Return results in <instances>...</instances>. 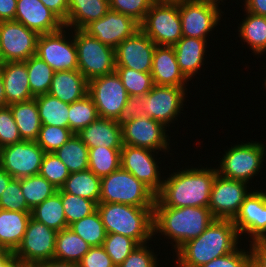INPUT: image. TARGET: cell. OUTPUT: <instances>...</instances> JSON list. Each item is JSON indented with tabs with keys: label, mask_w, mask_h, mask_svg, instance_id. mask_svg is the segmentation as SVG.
Masks as SVG:
<instances>
[{
	"label": "cell",
	"mask_w": 266,
	"mask_h": 267,
	"mask_svg": "<svg viewBox=\"0 0 266 267\" xmlns=\"http://www.w3.org/2000/svg\"><path fill=\"white\" fill-rule=\"evenodd\" d=\"M197 166L178 165L180 170L169 172L156 194L154 207H208L217 168L212 165L204 168L200 163Z\"/></svg>",
	"instance_id": "cell-1"
},
{
	"label": "cell",
	"mask_w": 266,
	"mask_h": 267,
	"mask_svg": "<svg viewBox=\"0 0 266 267\" xmlns=\"http://www.w3.org/2000/svg\"><path fill=\"white\" fill-rule=\"evenodd\" d=\"M241 241L233 220L214 219L200 236L187 241L173 254L172 262L174 267H201L235 251Z\"/></svg>",
	"instance_id": "cell-2"
},
{
	"label": "cell",
	"mask_w": 266,
	"mask_h": 267,
	"mask_svg": "<svg viewBox=\"0 0 266 267\" xmlns=\"http://www.w3.org/2000/svg\"><path fill=\"white\" fill-rule=\"evenodd\" d=\"M214 219L208 207H153V240L164 237L174 254L187 241L200 236Z\"/></svg>",
	"instance_id": "cell-3"
},
{
	"label": "cell",
	"mask_w": 266,
	"mask_h": 267,
	"mask_svg": "<svg viewBox=\"0 0 266 267\" xmlns=\"http://www.w3.org/2000/svg\"><path fill=\"white\" fill-rule=\"evenodd\" d=\"M106 234L117 233L132 238L138 245L153 241V207L122 203L97 204Z\"/></svg>",
	"instance_id": "cell-4"
},
{
	"label": "cell",
	"mask_w": 266,
	"mask_h": 267,
	"mask_svg": "<svg viewBox=\"0 0 266 267\" xmlns=\"http://www.w3.org/2000/svg\"><path fill=\"white\" fill-rule=\"evenodd\" d=\"M254 141H241L230 144L216 165L220 176L227 179L244 181L250 183L264 168L266 159V143ZM218 166V167H217Z\"/></svg>",
	"instance_id": "cell-5"
},
{
	"label": "cell",
	"mask_w": 266,
	"mask_h": 267,
	"mask_svg": "<svg viewBox=\"0 0 266 267\" xmlns=\"http://www.w3.org/2000/svg\"><path fill=\"white\" fill-rule=\"evenodd\" d=\"M156 194L121 166L101 178L99 202L122 203L137 207H154Z\"/></svg>",
	"instance_id": "cell-6"
},
{
	"label": "cell",
	"mask_w": 266,
	"mask_h": 267,
	"mask_svg": "<svg viewBox=\"0 0 266 267\" xmlns=\"http://www.w3.org/2000/svg\"><path fill=\"white\" fill-rule=\"evenodd\" d=\"M140 29L156 45H175L183 37L179 0H157L140 23Z\"/></svg>",
	"instance_id": "cell-7"
},
{
	"label": "cell",
	"mask_w": 266,
	"mask_h": 267,
	"mask_svg": "<svg viewBox=\"0 0 266 267\" xmlns=\"http://www.w3.org/2000/svg\"><path fill=\"white\" fill-rule=\"evenodd\" d=\"M220 5L224 8V4L214 0H179L182 36L210 39L209 36L223 21L224 12Z\"/></svg>",
	"instance_id": "cell-8"
},
{
	"label": "cell",
	"mask_w": 266,
	"mask_h": 267,
	"mask_svg": "<svg viewBox=\"0 0 266 267\" xmlns=\"http://www.w3.org/2000/svg\"><path fill=\"white\" fill-rule=\"evenodd\" d=\"M78 71L88 80L115 72V49L101 43L83 29H74Z\"/></svg>",
	"instance_id": "cell-9"
},
{
	"label": "cell",
	"mask_w": 266,
	"mask_h": 267,
	"mask_svg": "<svg viewBox=\"0 0 266 267\" xmlns=\"http://www.w3.org/2000/svg\"><path fill=\"white\" fill-rule=\"evenodd\" d=\"M36 56L54 72L78 70L74 29L64 26L57 32L39 35Z\"/></svg>",
	"instance_id": "cell-10"
},
{
	"label": "cell",
	"mask_w": 266,
	"mask_h": 267,
	"mask_svg": "<svg viewBox=\"0 0 266 267\" xmlns=\"http://www.w3.org/2000/svg\"><path fill=\"white\" fill-rule=\"evenodd\" d=\"M187 93L186 87L154 85L143 97L145 105L142 111L147 117L162 123L168 129L175 127V123L180 121V114H184L181 111H184L183 107L188 101Z\"/></svg>",
	"instance_id": "cell-11"
},
{
	"label": "cell",
	"mask_w": 266,
	"mask_h": 267,
	"mask_svg": "<svg viewBox=\"0 0 266 267\" xmlns=\"http://www.w3.org/2000/svg\"><path fill=\"white\" fill-rule=\"evenodd\" d=\"M162 155L163 153L161 154L147 148L123 145L120 164L123 169L132 173L139 181L143 182L157 194L161 190L165 175L168 173L163 171L164 168L161 166L162 163L164 164V161H167L165 160V155L163 156L164 159ZM160 158L164 161L162 162Z\"/></svg>",
	"instance_id": "cell-12"
},
{
	"label": "cell",
	"mask_w": 266,
	"mask_h": 267,
	"mask_svg": "<svg viewBox=\"0 0 266 267\" xmlns=\"http://www.w3.org/2000/svg\"><path fill=\"white\" fill-rule=\"evenodd\" d=\"M121 130L123 145L147 148L156 152H163L165 155L171 154L170 158L173 155L170 152L176 150L172 148L175 142H170L173 140L171 139L173 136L167 132L172 129H168L162 123L146 115L133 119L131 123L123 126Z\"/></svg>",
	"instance_id": "cell-13"
},
{
	"label": "cell",
	"mask_w": 266,
	"mask_h": 267,
	"mask_svg": "<svg viewBox=\"0 0 266 267\" xmlns=\"http://www.w3.org/2000/svg\"><path fill=\"white\" fill-rule=\"evenodd\" d=\"M56 235V230L30 218L24 237L13 255L29 266L54 259Z\"/></svg>",
	"instance_id": "cell-14"
},
{
	"label": "cell",
	"mask_w": 266,
	"mask_h": 267,
	"mask_svg": "<svg viewBox=\"0 0 266 267\" xmlns=\"http://www.w3.org/2000/svg\"><path fill=\"white\" fill-rule=\"evenodd\" d=\"M250 184L216 175L211 189L208 208L215 219L233 220L244 199L253 190Z\"/></svg>",
	"instance_id": "cell-15"
},
{
	"label": "cell",
	"mask_w": 266,
	"mask_h": 267,
	"mask_svg": "<svg viewBox=\"0 0 266 267\" xmlns=\"http://www.w3.org/2000/svg\"><path fill=\"white\" fill-rule=\"evenodd\" d=\"M46 152L36 141H21L0 148V167L13 178L37 175Z\"/></svg>",
	"instance_id": "cell-16"
},
{
	"label": "cell",
	"mask_w": 266,
	"mask_h": 267,
	"mask_svg": "<svg viewBox=\"0 0 266 267\" xmlns=\"http://www.w3.org/2000/svg\"><path fill=\"white\" fill-rule=\"evenodd\" d=\"M88 94L94 101L99 117L114 120L129 97L116 71L90 80Z\"/></svg>",
	"instance_id": "cell-17"
},
{
	"label": "cell",
	"mask_w": 266,
	"mask_h": 267,
	"mask_svg": "<svg viewBox=\"0 0 266 267\" xmlns=\"http://www.w3.org/2000/svg\"><path fill=\"white\" fill-rule=\"evenodd\" d=\"M39 34L20 22L0 21V52L4 62L26 61L36 55Z\"/></svg>",
	"instance_id": "cell-18"
},
{
	"label": "cell",
	"mask_w": 266,
	"mask_h": 267,
	"mask_svg": "<svg viewBox=\"0 0 266 267\" xmlns=\"http://www.w3.org/2000/svg\"><path fill=\"white\" fill-rule=\"evenodd\" d=\"M254 184L255 189L253 185V190L244 199L239 213L233 219L242 241L245 237L246 242L266 239V189L260 186L257 188L259 183Z\"/></svg>",
	"instance_id": "cell-19"
},
{
	"label": "cell",
	"mask_w": 266,
	"mask_h": 267,
	"mask_svg": "<svg viewBox=\"0 0 266 267\" xmlns=\"http://www.w3.org/2000/svg\"><path fill=\"white\" fill-rule=\"evenodd\" d=\"M156 44L141 30L122 41L115 48L116 68H129L151 73Z\"/></svg>",
	"instance_id": "cell-20"
},
{
	"label": "cell",
	"mask_w": 266,
	"mask_h": 267,
	"mask_svg": "<svg viewBox=\"0 0 266 267\" xmlns=\"http://www.w3.org/2000/svg\"><path fill=\"white\" fill-rule=\"evenodd\" d=\"M139 29L140 24L130 16L109 10L104 16L91 22L83 30L101 43L115 49Z\"/></svg>",
	"instance_id": "cell-21"
},
{
	"label": "cell",
	"mask_w": 266,
	"mask_h": 267,
	"mask_svg": "<svg viewBox=\"0 0 266 267\" xmlns=\"http://www.w3.org/2000/svg\"><path fill=\"white\" fill-rule=\"evenodd\" d=\"M14 21L39 35L54 33L64 27V22L40 0H17Z\"/></svg>",
	"instance_id": "cell-22"
},
{
	"label": "cell",
	"mask_w": 266,
	"mask_h": 267,
	"mask_svg": "<svg viewBox=\"0 0 266 267\" xmlns=\"http://www.w3.org/2000/svg\"><path fill=\"white\" fill-rule=\"evenodd\" d=\"M209 39H198L183 36L173 48L175 50L176 60L183 75L189 80H193L196 74H201V70L206 66L208 59L207 52L210 42ZM208 48V49H207ZM200 72V73H199Z\"/></svg>",
	"instance_id": "cell-23"
},
{
	"label": "cell",
	"mask_w": 266,
	"mask_h": 267,
	"mask_svg": "<svg viewBox=\"0 0 266 267\" xmlns=\"http://www.w3.org/2000/svg\"><path fill=\"white\" fill-rule=\"evenodd\" d=\"M151 75L154 85L178 87H188L189 85V80L178 66L173 46H156L153 53Z\"/></svg>",
	"instance_id": "cell-24"
},
{
	"label": "cell",
	"mask_w": 266,
	"mask_h": 267,
	"mask_svg": "<svg viewBox=\"0 0 266 267\" xmlns=\"http://www.w3.org/2000/svg\"><path fill=\"white\" fill-rule=\"evenodd\" d=\"M0 72L4 83L6 106L35 98L30 90L25 61L4 62Z\"/></svg>",
	"instance_id": "cell-25"
},
{
	"label": "cell",
	"mask_w": 266,
	"mask_h": 267,
	"mask_svg": "<svg viewBox=\"0 0 266 267\" xmlns=\"http://www.w3.org/2000/svg\"><path fill=\"white\" fill-rule=\"evenodd\" d=\"M77 135L89 148H122V130L114 119L98 117Z\"/></svg>",
	"instance_id": "cell-26"
},
{
	"label": "cell",
	"mask_w": 266,
	"mask_h": 267,
	"mask_svg": "<svg viewBox=\"0 0 266 267\" xmlns=\"http://www.w3.org/2000/svg\"><path fill=\"white\" fill-rule=\"evenodd\" d=\"M89 81L78 71L54 72L49 94L72 104L88 94Z\"/></svg>",
	"instance_id": "cell-27"
},
{
	"label": "cell",
	"mask_w": 266,
	"mask_h": 267,
	"mask_svg": "<svg viewBox=\"0 0 266 267\" xmlns=\"http://www.w3.org/2000/svg\"><path fill=\"white\" fill-rule=\"evenodd\" d=\"M244 11L243 19L238 23L237 34L242 42L247 43L251 54L261 58L266 55V17ZM245 16V17H244Z\"/></svg>",
	"instance_id": "cell-28"
},
{
	"label": "cell",
	"mask_w": 266,
	"mask_h": 267,
	"mask_svg": "<svg viewBox=\"0 0 266 267\" xmlns=\"http://www.w3.org/2000/svg\"><path fill=\"white\" fill-rule=\"evenodd\" d=\"M109 10V0H69L68 17L64 26L70 29H84Z\"/></svg>",
	"instance_id": "cell-29"
},
{
	"label": "cell",
	"mask_w": 266,
	"mask_h": 267,
	"mask_svg": "<svg viewBox=\"0 0 266 267\" xmlns=\"http://www.w3.org/2000/svg\"><path fill=\"white\" fill-rule=\"evenodd\" d=\"M30 212L0 209V246L14 252L24 237Z\"/></svg>",
	"instance_id": "cell-30"
},
{
	"label": "cell",
	"mask_w": 266,
	"mask_h": 267,
	"mask_svg": "<svg viewBox=\"0 0 266 267\" xmlns=\"http://www.w3.org/2000/svg\"><path fill=\"white\" fill-rule=\"evenodd\" d=\"M22 140L36 141L41 121L35 99L9 105Z\"/></svg>",
	"instance_id": "cell-31"
},
{
	"label": "cell",
	"mask_w": 266,
	"mask_h": 267,
	"mask_svg": "<svg viewBox=\"0 0 266 267\" xmlns=\"http://www.w3.org/2000/svg\"><path fill=\"white\" fill-rule=\"evenodd\" d=\"M91 247L68 227L57 231L54 259L77 265Z\"/></svg>",
	"instance_id": "cell-32"
},
{
	"label": "cell",
	"mask_w": 266,
	"mask_h": 267,
	"mask_svg": "<svg viewBox=\"0 0 266 267\" xmlns=\"http://www.w3.org/2000/svg\"><path fill=\"white\" fill-rule=\"evenodd\" d=\"M61 189L69 194L87 198L99 203L101 193V178L90 169L70 173Z\"/></svg>",
	"instance_id": "cell-33"
},
{
	"label": "cell",
	"mask_w": 266,
	"mask_h": 267,
	"mask_svg": "<svg viewBox=\"0 0 266 267\" xmlns=\"http://www.w3.org/2000/svg\"><path fill=\"white\" fill-rule=\"evenodd\" d=\"M42 125L69 128V105L49 93L35 96Z\"/></svg>",
	"instance_id": "cell-34"
},
{
	"label": "cell",
	"mask_w": 266,
	"mask_h": 267,
	"mask_svg": "<svg viewBox=\"0 0 266 267\" xmlns=\"http://www.w3.org/2000/svg\"><path fill=\"white\" fill-rule=\"evenodd\" d=\"M31 218L56 231L68 228L61 202V188L31 210Z\"/></svg>",
	"instance_id": "cell-35"
},
{
	"label": "cell",
	"mask_w": 266,
	"mask_h": 267,
	"mask_svg": "<svg viewBox=\"0 0 266 267\" xmlns=\"http://www.w3.org/2000/svg\"><path fill=\"white\" fill-rule=\"evenodd\" d=\"M54 153L67 166L70 173L88 169L89 149L77 134H73L71 138Z\"/></svg>",
	"instance_id": "cell-36"
},
{
	"label": "cell",
	"mask_w": 266,
	"mask_h": 267,
	"mask_svg": "<svg viewBox=\"0 0 266 267\" xmlns=\"http://www.w3.org/2000/svg\"><path fill=\"white\" fill-rule=\"evenodd\" d=\"M121 149L122 148H102L100 146L89 148L88 169L100 178L116 171L121 166Z\"/></svg>",
	"instance_id": "cell-37"
},
{
	"label": "cell",
	"mask_w": 266,
	"mask_h": 267,
	"mask_svg": "<svg viewBox=\"0 0 266 267\" xmlns=\"http://www.w3.org/2000/svg\"><path fill=\"white\" fill-rule=\"evenodd\" d=\"M25 62L32 95L35 97L48 93L54 74L53 69L36 55L30 57Z\"/></svg>",
	"instance_id": "cell-38"
},
{
	"label": "cell",
	"mask_w": 266,
	"mask_h": 267,
	"mask_svg": "<svg viewBox=\"0 0 266 267\" xmlns=\"http://www.w3.org/2000/svg\"><path fill=\"white\" fill-rule=\"evenodd\" d=\"M68 227L90 246L103 245L106 237V231L97 210L91 215L75 221Z\"/></svg>",
	"instance_id": "cell-39"
},
{
	"label": "cell",
	"mask_w": 266,
	"mask_h": 267,
	"mask_svg": "<svg viewBox=\"0 0 266 267\" xmlns=\"http://www.w3.org/2000/svg\"><path fill=\"white\" fill-rule=\"evenodd\" d=\"M21 191L23 192L27 206L32 210L57 192V188L40 174H37L21 178Z\"/></svg>",
	"instance_id": "cell-40"
},
{
	"label": "cell",
	"mask_w": 266,
	"mask_h": 267,
	"mask_svg": "<svg viewBox=\"0 0 266 267\" xmlns=\"http://www.w3.org/2000/svg\"><path fill=\"white\" fill-rule=\"evenodd\" d=\"M99 117L97 108L89 94L69 105V129L79 133Z\"/></svg>",
	"instance_id": "cell-41"
},
{
	"label": "cell",
	"mask_w": 266,
	"mask_h": 267,
	"mask_svg": "<svg viewBox=\"0 0 266 267\" xmlns=\"http://www.w3.org/2000/svg\"><path fill=\"white\" fill-rule=\"evenodd\" d=\"M61 202L67 226L97 210V204L87 198L64 192L61 189Z\"/></svg>",
	"instance_id": "cell-42"
},
{
	"label": "cell",
	"mask_w": 266,
	"mask_h": 267,
	"mask_svg": "<svg viewBox=\"0 0 266 267\" xmlns=\"http://www.w3.org/2000/svg\"><path fill=\"white\" fill-rule=\"evenodd\" d=\"M127 94L145 96L154 86L151 73L138 72L129 68H116Z\"/></svg>",
	"instance_id": "cell-43"
},
{
	"label": "cell",
	"mask_w": 266,
	"mask_h": 267,
	"mask_svg": "<svg viewBox=\"0 0 266 267\" xmlns=\"http://www.w3.org/2000/svg\"><path fill=\"white\" fill-rule=\"evenodd\" d=\"M137 245L138 244L132 238L117 233H111L106 234L102 246L111 258L113 264L118 267Z\"/></svg>",
	"instance_id": "cell-44"
},
{
	"label": "cell",
	"mask_w": 266,
	"mask_h": 267,
	"mask_svg": "<svg viewBox=\"0 0 266 267\" xmlns=\"http://www.w3.org/2000/svg\"><path fill=\"white\" fill-rule=\"evenodd\" d=\"M74 133L69 128L41 125L36 143L46 152L53 153L66 143Z\"/></svg>",
	"instance_id": "cell-45"
},
{
	"label": "cell",
	"mask_w": 266,
	"mask_h": 267,
	"mask_svg": "<svg viewBox=\"0 0 266 267\" xmlns=\"http://www.w3.org/2000/svg\"><path fill=\"white\" fill-rule=\"evenodd\" d=\"M39 174L57 189H60L69 177L70 172L67 166L53 152L44 155Z\"/></svg>",
	"instance_id": "cell-46"
},
{
	"label": "cell",
	"mask_w": 266,
	"mask_h": 267,
	"mask_svg": "<svg viewBox=\"0 0 266 267\" xmlns=\"http://www.w3.org/2000/svg\"><path fill=\"white\" fill-rule=\"evenodd\" d=\"M149 243L152 242L137 245L118 267H160V258H157L160 254V250L159 252H155L153 244ZM151 247H153V249Z\"/></svg>",
	"instance_id": "cell-47"
},
{
	"label": "cell",
	"mask_w": 266,
	"mask_h": 267,
	"mask_svg": "<svg viewBox=\"0 0 266 267\" xmlns=\"http://www.w3.org/2000/svg\"><path fill=\"white\" fill-rule=\"evenodd\" d=\"M0 209L31 212L21 191V179L13 178L0 197Z\"/></svg>",
	"instance_id": "cell-48"
},
{
	"label": "cell",
	"mask_w": 266,
	"mask_h": 267,
	"mask_svg": "<svg viewBox=\"0 0 266 267\" xmlns=\"http://www.w3.org/2000/svg\"><path fill=\"white\" fill-rule=\"evenodd\" d=\"M157 0H109L110 10L130 16L139 24Z\"/></svg>",
	"instance_id": "cell-49"
},
{
	"label": "cell",
	"mask_w": 266,
	"mask_h": 267,
	"mask_svg": "<svg viewBox=\"0 0 266 267\" xmlns=\"http://www.w3.org/2000/svg\"><path fill=\"white\" fill-rule=\"evenodd\" d=\"M23 141L9 106L0 108V148Z\"/></svg>",
	"instance_id": "cell-50"
},
{
	"label": "cell",
	"mask_w": 266,
	"mask_h": 267,
	"mask_svg": "<svg viewBox=\"0 0 266 267\" xmlns=\"http://www.w3.org/2000/svg\"><path fill=\"white\" fill-rule=\"evenodd\" d=\"M241 244L235 251L215 258L201 267H245L252 258L250 248ZM243 247V248H242Z\"/></svg>",
	"instance_id": "cell-51"
},
{
	"label": "cell",
	"mask_w": 266,
	"mask_h": 267,
	"mask_svg": "<svg viewBox=\"0 0 266 267\" xmlns=\"http://www.w3.org/2000/svg\"><path fill=\"white\" fill-rule=\"evenodd\" d=\"M143 97L144 96L142 95H132L128 97L126 105L116 119V123L121 128L131 123L133 119H137L145 115L142 111V108L145 105Z\"/></svg>",
	"instance_id": "cell-52"
},
{
	"label": "cell",
	"mask_w": 266,
	"mask_h": 267,
	"mask_svg": "<svg viewBox=\"0 0 266 267\" xmlns=\"http://www.w3.org/2000/svg\"><path fill=\"white\" fill-rule=\"evenodd\" d=\"M78 267H116L103 246H93L77 264Z\"/></svg>",
	"instance_id": "cell-53"
},
{
	"label": "cell",
	"mask_w": 266,
	"mask_h": 267,
	"mask_svg": "<svg viewBox=\"0 0 266 267\" xmlns=\"http://www.w3.org/2000/svg\"><path fill=\"white\" fill-rule=\"evenodd\" d=\"M249 248L252 258L261 266L266 267V239L250 242Z\"/></svg>",
	"instance_id": "cell-54"
},
{
	"label": "cell",
	"mask_w": 266,
	"mask_h": 267,
	"mask_svg": "<svg viewBox=\"0 0 266 267\" xmlns=\"http://www.w3.org/2000/svg\"><path fill=\"white\" fill-rule=\"evenodd\" d=\"M47 8L54 12L63 22L68 17L69 0H40Z\"/></svg>",
	"instance_id": "cell-55"
},
{
	"label": "cell",
	"mask_w": 266,
	"mask_h": 267,
	"mask_svg": "<svg viewBox=\"0 0 266 267\" xmlns=\"http://www.w3.org/2000/svg\"><path fill=\"white\" fill-rule=\"evenodd\" d=\"M242 1L244 3L240 6L241 9L266 17V0H241L240 2Z\"/></svg>",
	"instance_id": "cell-56"
},
{
	"label": "cell",
	"mask_w": 266,
	"mask_h": 267,
	"mask_svg": "<svg viewBox=\"0 0 266 267\" xmlns=\"http://www.w3.org/2000/svg\"><path fill=\"white\" fill-rule=\"evenodd\" d=\"M17 0H0V21L14 20Z\"/></svg>",
	"instance_id": "cell-57"
},
{
	"label": "cell",
	"mask_w": 266,
	"mask_h": 267,
	"mask_svg": "<svg viewBox=\"0 0 266 267\" xmlns=\"http://www.w3.org/2000/svg\"><path fill=\"white\" fill-rule=\"evenodd\" d=\"M34 267H78V266L71 262L50 259L48 261L41 262L35 265Z\"/></svg>",
	"instance_id": "cell-58"
},
{
	"label": "cell",
	"mask_w": 266,
	"mask_h": 267,
	"mask_svg": "<svg viewBox=\"0 0 266 267\" xmlns=\"http://www.w3.org/2000/svg\"><path fill=\"white\" fill-rule=\"evenodd\" d=\"M13 177L0 167V197Z\"/></svg>",
	"instance_id": "cell-59"
},
{
	"label": "cell",
	"mask_w": 266,
	"mask_h": 267,
	"mask_svg": "<svg viewBox=\"0 0 266 267\" xmlns=\"http://www.w3.org/2000/svg\"><path fill=\"white\" fill-rule=\"evenodd\" d=\"M14 257L13 252L5 250L0 255V267H5Z\"/></svg>",
	"instance_id": "cell-60"
},
{
	"label": "cell",
	"mask_w": 266,
	"mask_h": 267,
	"mask_svg": "<svg viewBox=\"0 0 266 267\" xmlns=\"http://www.w3.org/2000/svg\"><path fill=\"white\" fill-rule=\"evenodd\" d=\"M5 106H6V97H5L4 83L2 79V74L0 72V108Z\"/></svg>",
	"instance_id": "cell-61"
},
{
	"label": "cell",
	"mask_w": 266,
	"mask_h": 267,
	"mask_svg": "<svg viewBox=\"0 0 266 267\" xmlns=\"http://www.w3.org/2000/svg\"><path fill=\"white\" fill-rule=\"evenodd\" d=\"M5 267H30V266L25 264L22 260L14 257Z\"/></svg>",
	"instance_id": "cell-62"
},
{
	"label": "cell",
	"mask_w": 266,
	"mask_h": 267,
	"mask_svg": "<svg viewBox=\"0 0 266 267\" xmlns=\"http://www.w3.org/2000/svg\"><path fill=\"white\" fill-rule=\"evenodd\" d=\"M245 267H261L253 258H251Z\"/></svg>",
	"instance_id": "cell-63"
},
{
	"label": "cell",
	"mask_w": 266,
	"mask_h": 267,
	"mask_svg": "<svg viewBox=\"0 0 266 267\" xmlns=\"http://www.w3.org/2000/svg\"><path fill=\"white\" fill-rule=\"evenodd\" d=\"M263 82H264V84H263ZM263 82H262V86H263V88L266 90V73H265V77H264V79H263ZM266 94L264 93V96H265Z\"/></svg>",
	"instance_id": "cell-64"
},
{
	"label": "cell",
	"mask_w": 266,
	"mask_h": 267,
	"mask_svg": "<svg viewBox=\"0 0 266 267\" xmlns=\"http://www.w3.org/2000/svg\"><path fill=\"white\" fill-rule=\"evenodd\" d=\"M3 65H4V61H3V58L0 52V69L3 67Z\"/></svg>",
	"instance_id": "cell-65"
},
{
	"label": "cell",
	"mask_w": 266,
	"mask_h": 267,
	"mask_svg": "<svg viewBox=\"0 0 266 267\" xmlns=\"http://www.w3.org/2000/svg\"><path fill=\"white\" fill-rule=\"evenodd\" d=\"M214 1H217V2H219V3H221V4H223V3L226 4V3H225L226 0H214Z\"/></svg>",
	"instance_id": "cell-66"
},
{
	"label": "cell",
	"mask_w": 266,
	"mask_h": 267,
	"mask_svg": "<svg viewBox=\"0 0 266 267\" xmlns=\"http://www.w3.org/2000/svg\"><path fill=\"white\" fill-rule=\"evenodd\" d=\"M5 250L0 246V255L4 252Z\"/></svg>",
	"instance_id": "cell-67"
}]
</instances>
